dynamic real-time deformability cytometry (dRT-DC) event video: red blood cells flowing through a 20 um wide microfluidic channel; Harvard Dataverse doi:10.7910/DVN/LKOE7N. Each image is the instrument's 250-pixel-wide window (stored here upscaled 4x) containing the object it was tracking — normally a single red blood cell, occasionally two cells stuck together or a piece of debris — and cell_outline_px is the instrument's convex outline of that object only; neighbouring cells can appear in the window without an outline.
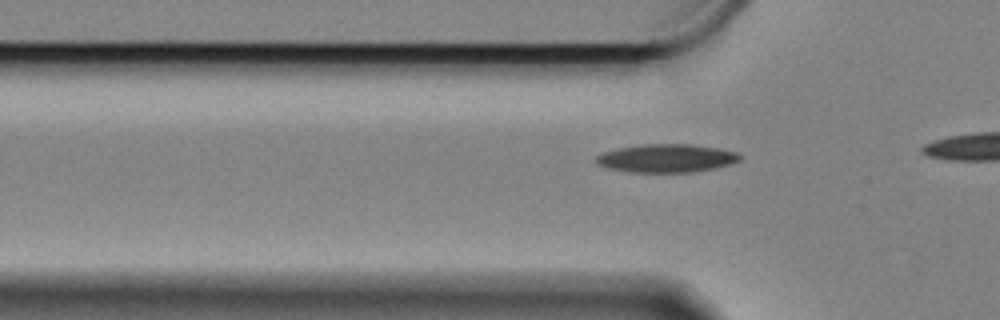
{"species": "Egyptian fruit bat (a non-hibernating species)", "species_latin": "Rousettus aegyptiacus", "temperature_condition": "cold", "stored_images_in_passage": 10, "camera_frame_rate_fps": 3000, "um_per_image_px": 0.085, "animal": {"sex": "female"}, "frame": {"image": 1, "passage_image": 7, "time_ms": 2.0, "image_size_px": [1000, 320], "cell_outline_px": [[740, 160], [728, 164], [712, 168], [692, 172], [628, 172], [604, 168], [596, 164], [596, 156], [604, 152], [620, 148], [644, 144], [692, 144], [716, 148], [736, 152], [740, 156]], "centroid_in_image_um": [56.58, 13.45], "position_along_channel_um": 69.2, "area_um2": 23.47}}